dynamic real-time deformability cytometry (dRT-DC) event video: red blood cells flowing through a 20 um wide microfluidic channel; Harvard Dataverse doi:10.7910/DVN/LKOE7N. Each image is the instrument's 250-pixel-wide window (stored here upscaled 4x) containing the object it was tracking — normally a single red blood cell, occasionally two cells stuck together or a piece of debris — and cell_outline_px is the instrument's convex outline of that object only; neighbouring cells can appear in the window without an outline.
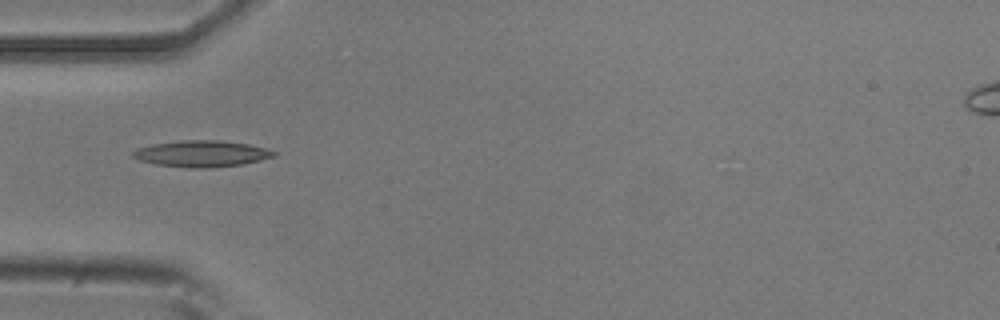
{"species": "common noctule bat (a hibernating species)", "species_latin": "Nyctalus noctula", "temperature_condition": "room temperature", "stored_images_in_passage": 3, "camera_frame_rate_fps": 3000, "um_per_image_px": 0.085, "animal": {"sex": "male", "body_mass_g": 20.5, "forearm_length_mm": 52.5}, "frame": {"image": 1, "passage_image": 3, "time_ms": 0.667, "image_size_px": [1000, 320], "cell_outline_px": [[276, 156], [244, 164], [212, 168], [192, 168], [156, 164], [140, 160], [132, 156], [132, 152], [136, 148], [152, 144], [184, 140], [216, 140], [248, 144], [264, 148], [276, 152]], "centroid_in_image_um": [17.13, 13.07], "position_along_channel_um": 67.9, "area_um2": 21.56}}